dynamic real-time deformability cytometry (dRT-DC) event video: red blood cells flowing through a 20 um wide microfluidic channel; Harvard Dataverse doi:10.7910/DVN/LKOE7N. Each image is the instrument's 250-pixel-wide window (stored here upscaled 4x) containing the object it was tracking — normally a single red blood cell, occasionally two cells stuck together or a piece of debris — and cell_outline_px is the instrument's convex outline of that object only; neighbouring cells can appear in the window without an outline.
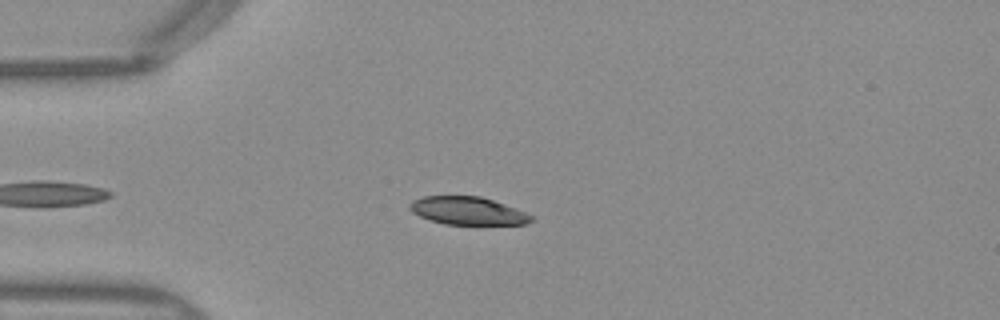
{"species": "Egyptian fruit bat (a non-hibernating species)", "species_latin": "Rousettus aegyptiacus", "temperature_condition": "warm", "stored_images_in_passage": 44, "camera_frame_rate_fps": 3000, "um_per_image_px": 0.085, "frame": {"image": 1, "passage_image": 10, "time_ms": 3.0, "image_size_px": [1000, 320], "cell_outline_px": [[536, 216], [532, 220], [524, 224], [444, 224], [420, 216], [412, 212], [408, 208], [408, 204], [412, 200], [424, 196], [480, 196], [516, 208]], "centroid_in_image_um": [39.75, 17.91], "position_along_channel_um": 45.2, "area_um2": 19.71}}
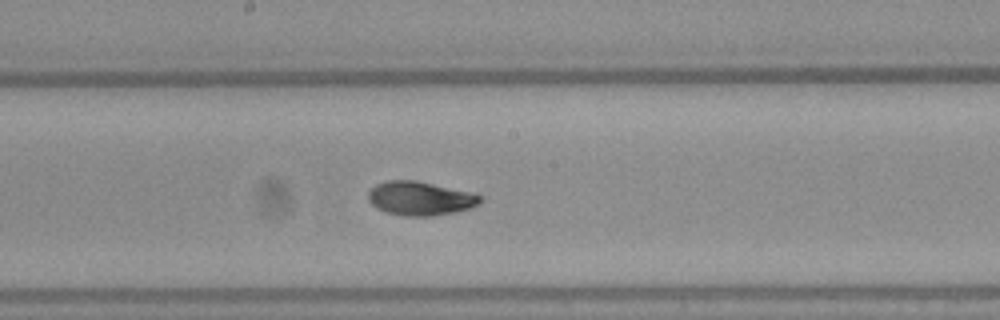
{"frame": {"image": 2, "passage_image": 24, "time_ms": 7.667, "image_size_px": [1000, 320], "cell_outline_px": [[484, 200], [480, 204], [472, 208], [456, 212], [432, 216], [404, 216], [388, 212], [376, 208], [368, 200], [368, 192], [376, 184], [388, 180], [416, 180], [476, 192], [484, 196]], "centroid_in_image_um": [35.81, 16.86], "position_along_channel_um": 212.4, "area_um2": 22.66}}
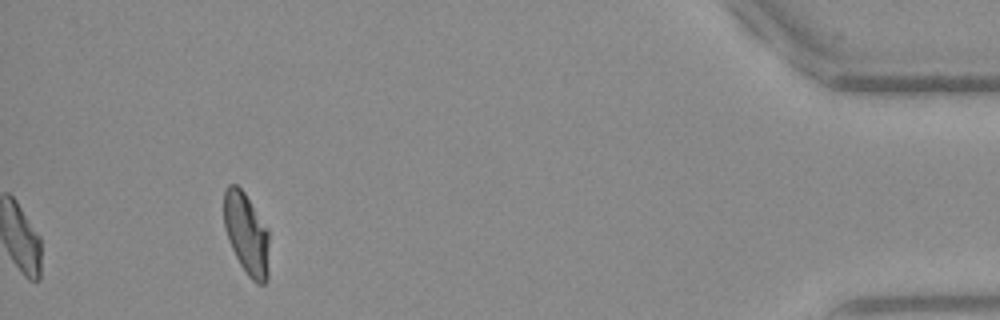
{"frame": {"image": 3, "passage_image": 44, "time_ms": 14.333, "image_size_px": [1000, 320], "cell_outline_px": [[268, 276], [264, 284], [256, 284], [248, 276], [240, 264], [228, 240], [224, 228], [224, 192], [228, 184], [236, 184], [244, 192], [268, 228]], "centroid_in_image_um": [20.95, 19.87], "position_along_channel_um": 414.3, "area_um2": 21.56}, "authors_computed_cell_mechanics": {"area_um2": 21.386, "velocity_mm_per_s": 3.9909, "shape_relaxation_time_tau1_ms": 3.5644, "shape_relaxation_time_tau2_ms": 1.5418, "deformation_change_tau1": 0.1608, "deformation_change_tau2": 0.0472}}